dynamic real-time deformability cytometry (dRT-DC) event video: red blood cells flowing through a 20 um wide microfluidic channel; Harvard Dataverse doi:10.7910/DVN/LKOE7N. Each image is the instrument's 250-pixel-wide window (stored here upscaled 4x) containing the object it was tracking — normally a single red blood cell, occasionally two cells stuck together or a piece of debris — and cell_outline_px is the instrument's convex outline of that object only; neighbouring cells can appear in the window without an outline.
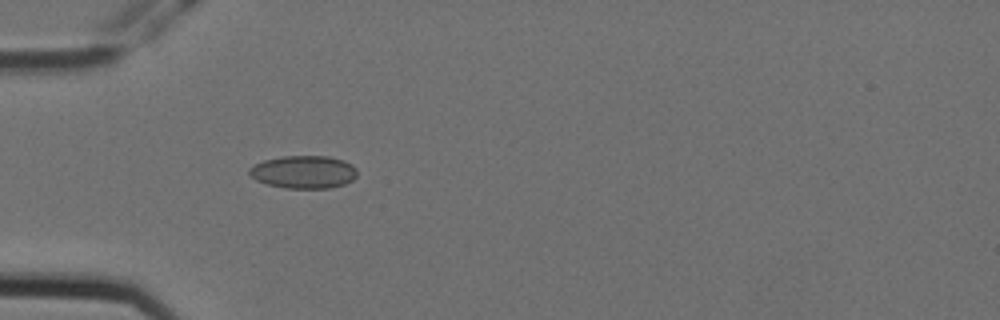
{"species": "Egyptian fruit bat (a non-hibernating species)", "species_latin": "Rousettus aegyptiacus", "temperature_condition": "cold", "stored_images_in_passage": 5, "camera_frame_rate_fps": 3000, "um_per_image_px": 0.085, "animal": {"sex": "female"}, "frame": {"image": 1, "passage_image": 5, "time_ms": 1.333, "image_size_px": [1000, 320], "cell_outline_px": [[356, 176], [352, 180], [344, 184], [332, 188], [284, 188], [268, 184], [256, 180], [248, 172], [248, 168], [264, 160], [280, 156], [328, 156], [344, 160], [352, 164], [356, 168]], "centroid_in_image_um": [25.82, 14.61], "position_along_channel_um": 59.2, "area_um2": 20.69}}